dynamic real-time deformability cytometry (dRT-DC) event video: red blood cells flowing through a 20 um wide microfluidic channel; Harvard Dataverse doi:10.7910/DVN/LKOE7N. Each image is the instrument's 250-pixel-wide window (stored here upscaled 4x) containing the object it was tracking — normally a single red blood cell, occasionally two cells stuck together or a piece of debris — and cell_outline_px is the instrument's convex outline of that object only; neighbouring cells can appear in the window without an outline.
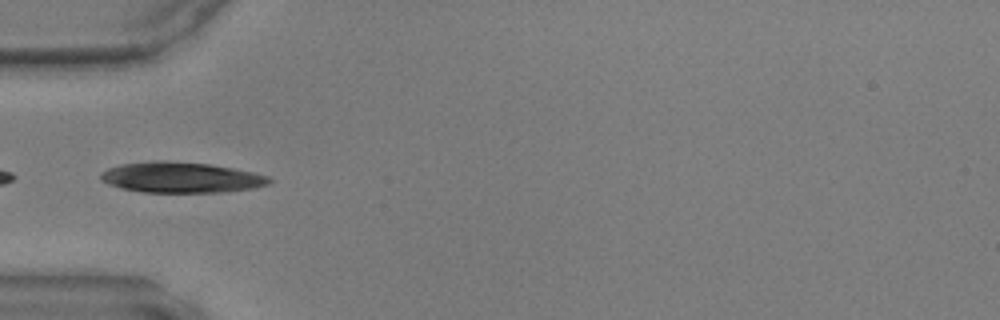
{"species": "common noctule bat (a hibernating species)", "species_latin": "Nyctalus noctula", "temperature_condition": "warm", "stored_images_in_passage": 28, "camera_frame_rate_fps": 3000, "um_per_image_px": 0.085, "animal": {"sex": "male", "body_mass_g": 17.9, "forearm_length_mm": 54.2}, "frame": {"image": 1, "passage_image": 14, "time_ms": 4.333, "image_size_px": [1000, 320], "cell_outline_px": [[272, 180], [268, 184], [252, 188], [224, 192], [144, 192], [120, 188], [108, 184], [100, 180], [100, 172], [108, 168], [120, 164], [156, 160], [164, 160], [208, 164], [232, 168], [252, 172], [268, 176]], "centroid_in_image_um": [15.34, 15.08], "position_along_channel_um": 69.7, "area_um2": 30.06}}